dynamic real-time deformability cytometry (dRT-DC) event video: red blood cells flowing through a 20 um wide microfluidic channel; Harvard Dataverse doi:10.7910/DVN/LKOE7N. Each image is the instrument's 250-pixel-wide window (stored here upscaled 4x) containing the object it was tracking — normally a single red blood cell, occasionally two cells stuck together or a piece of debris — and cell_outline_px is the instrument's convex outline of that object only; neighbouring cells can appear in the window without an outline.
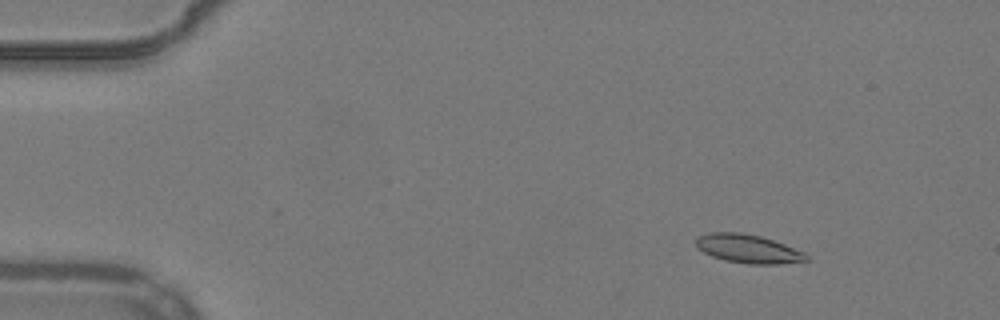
{"species": "common noctule bat (a hibernating species)", "species_latin": "Nyctalus noctula", "temperature_condition": "warm", "stored_images_in_passage": 52, "camera_frame_rate_fps": 3000, "um_per_image_px": 0.085, "animal": {"sex": "male", "body_mass_g": 19.2, "forearm_length_mm": 51.8}, "frame": {"image": 1, "passage_image": 6, "time_ms": 1.667, "image_size_px": [1000, 320], "cell_outline_px": [[808, 260], [780, 264], [748, 264], [724, 260], [712, 256], [704, 252], [696, 244], [696, 240], [700, 236], [712, 232], [740, 232], [760, 236], [784, 244], [804, 252], [808, 256]], "centroid_in_image_um": [63.61, 21.15], "position_along_channel_um": 21.4, "area_um2": 18.15}}
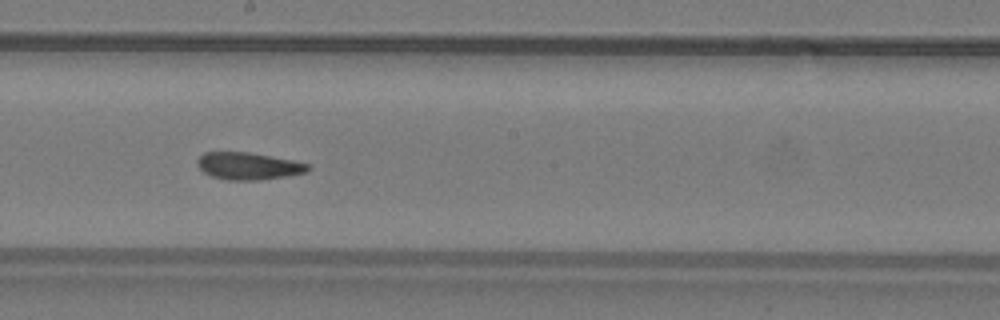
{"frame": {"image": 2, "passage_image": 29, "time_ms": 9.333, "image_size_px": [1000, 320], "cell_outline_px": [[308, 172], [260, 180], [228, 180], [212, 176], [204, 172], [196, 164], [196, 160], [204, 152], [248, 152], [292, 160], [308, 164]], "centroid_in_image_um": [21.07, 14.11], "position_along_channel_um": 227.1, "area_um2": 17.34}}
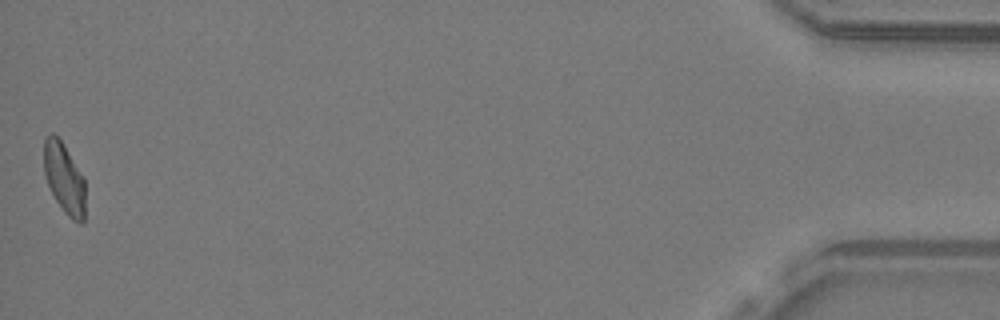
{"frame": {"image": 3, "passage_image": 52, "time_ms": 17.0, "image_size_px": [1000, 320], "cell_outline_px": [[84, 224], [80, 224], [72, 220], [64, 212], [56, 200], [48, 184], [44, 172], [44, 140], [52, 132], [60, 140], [84, 176]], "centroid_in_image_um": [5.47, 15.19], "position_along_channel_um": 429.7, "area_um2": 16.82}, "authors_computed_cell_mechanics": {"area_um2": 17.918, "velocity_mm_per_s": 3.8993, "shape_relaxation_time_tau1_ms": null, "shape_relaxation_time_tau2_ms": 2.1492, "deformation_change_tau1": null, "deformation_change_tau2": 0.0865}}